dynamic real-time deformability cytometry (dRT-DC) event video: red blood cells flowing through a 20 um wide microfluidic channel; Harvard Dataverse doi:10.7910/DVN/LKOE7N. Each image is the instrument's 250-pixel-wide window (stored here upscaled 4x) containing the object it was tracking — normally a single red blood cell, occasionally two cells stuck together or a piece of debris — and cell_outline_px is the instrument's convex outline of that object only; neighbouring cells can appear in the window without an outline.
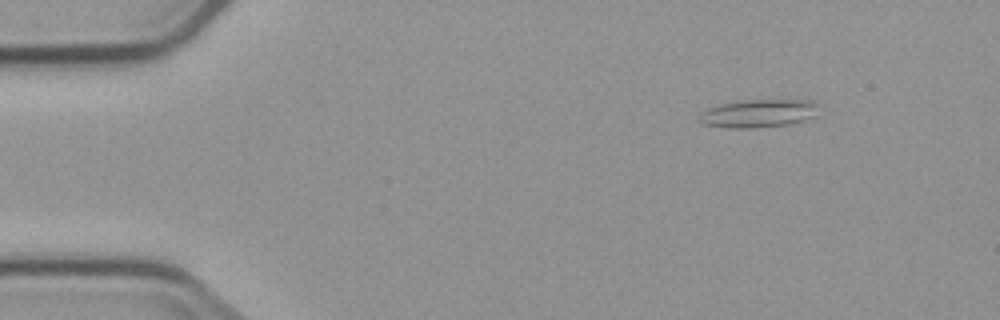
{"species": "common noctule bat (a hibernating species)", "species_latin": "Nyctalus noctula", "temperature_condition": "cold", "stored_images_in_passage": 8, "camera_frame_rate_fps": 3000, "um_per_image_px": 0.085, "animal": {"sex": "male", "body_mass_g": 23.1, "forearm_length_mm": 52.7}, "frame": {"image": 1, "passage_image": 2, "time_ms": 1.333, "image_size_px": [1000, 320], "cell_outline_px": [[816, 116], [804, 120], [788, 124], [756, 128], [728, 128], [700, 124], [696, 120], [708, 108], [720, 104], [748, 100], [812, 100], [816, 104]], "centroid_in_image_um": [64.43, 9.65], "position_along_channel_um": 20.6, "area_um2": 19.48}}
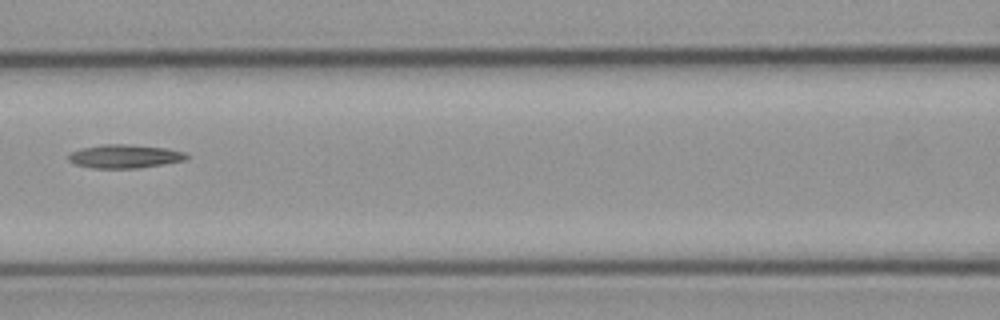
{"frame": {"image": 2, "passage_image": 7, "time_ms": 7.333, "image_size_px": [1000, 320], "cell_outline_px": [[188, 156], [184, 160], [136, 168], [92, 168], [76, 164], [68, 160], [68, 156], [72, 152], [80, 148], [104, 144], [128, 144], [164, 148], [184, 152]], "centroid_in_image_um": [10.54, 13.28], "position_along_channel_um": 156.1, "area_um2": 15.9}}
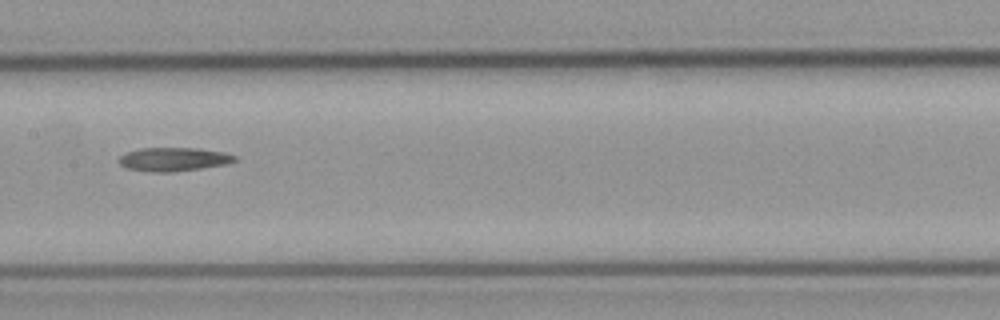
{"frame": {"image": 3, "passage_image": 8, "time_ms": 8.333, "image_size_px": [1000, 320], "cell_outline_px": [[236, 160], [228, 164], [172, 172], [152, 172], [128, 168], [120, 164], [116, 160], [124, 152], [140, 148], [200, 148], [224, 152], [236, 156]], "centroid_in_image_um": [14.73, 13.53], "position_along_channel_um": 192.7, "area_um2": 16.07}}